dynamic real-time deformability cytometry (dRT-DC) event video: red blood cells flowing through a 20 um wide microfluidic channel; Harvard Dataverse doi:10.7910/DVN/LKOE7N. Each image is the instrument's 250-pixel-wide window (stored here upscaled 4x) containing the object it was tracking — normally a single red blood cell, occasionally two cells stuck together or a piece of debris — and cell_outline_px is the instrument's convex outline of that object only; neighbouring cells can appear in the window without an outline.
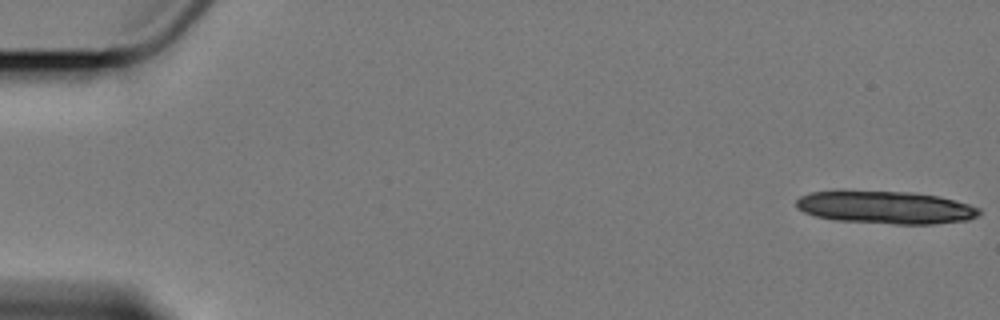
{"species": "Egyptian fruit bat (a non-hibernating species)", "species_latin": "Rousettus aegyptiacus", "temperature_condition": "cold", "stored_images_in_passage": 8, "camera_frame_rate_fps": 3000, "um_per_image_px": 0.085, "animal": {"sex": "female"}, "frame": {"image": 1, "passage_image": 1, "time_ms": 0.0, "image_size_px": [1000, 320], "cell_outline_px": [[980, 216], [968, 220], [936, 224], [896, 224], [836, 220], [816, 216], [804, 212], [796, 208], [796, 200], [800, 196], [812, 192], [912, 192], [940, 196], [968, 204], [980, 208]], "centroid_in_image_um": [75.34, 17.65], "position_along_channel_um": 9.7, "area_um2": 34.56}}
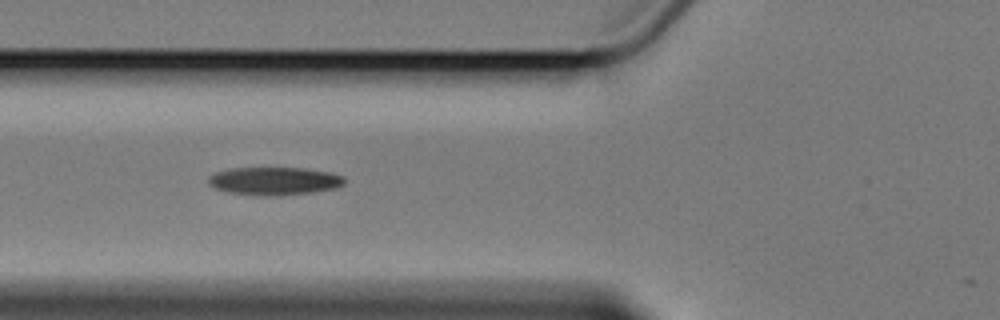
{"frame": {"image": 2, "passage_image": 7, "time_ms": 7.333, "image_size_px": [1000, 320], "cell_outline_px": [[344, 184], [336, 188], [312, 192], [280, 196], [264, 196], [228, 192], [216, 188], [208, 184], [208, 176], [216, 172], [232, 168], [304, 168], [332, 172], [344, 176]], "centroid_in_image_um": [23.34, 15.39], "position_along_channel_um": 102.5, "area_um2": 22.31}}
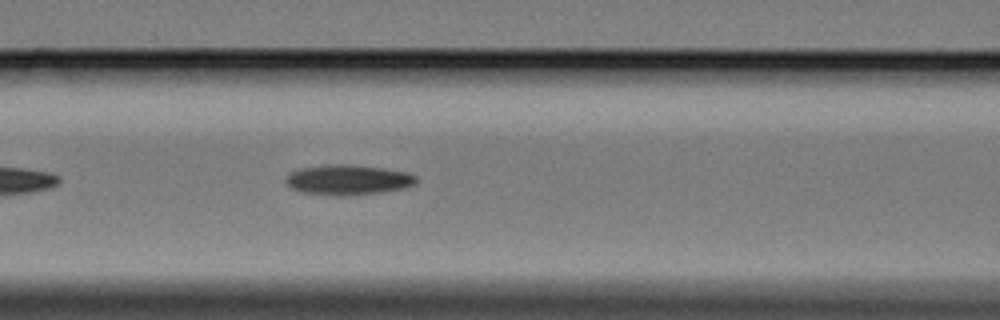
{"frame": {"image": 3, "passage_image": 8, "time_ms": 8.333, "image_size_px": [1000, 320], "cell_outline_px": [[416, 184], [404, 188], [384, 192], [344, 196], [340, 196], [300, 192], [292, 188], [284, 180], [288, 172], [300, 168], [324, 164], [352, 164], [384, 168], [408, 172], [416, 176]], "centroid_in_image_um": [29.57, 15.27], "position_along_channel_um": 137.0, "area_um2": 23.29}}